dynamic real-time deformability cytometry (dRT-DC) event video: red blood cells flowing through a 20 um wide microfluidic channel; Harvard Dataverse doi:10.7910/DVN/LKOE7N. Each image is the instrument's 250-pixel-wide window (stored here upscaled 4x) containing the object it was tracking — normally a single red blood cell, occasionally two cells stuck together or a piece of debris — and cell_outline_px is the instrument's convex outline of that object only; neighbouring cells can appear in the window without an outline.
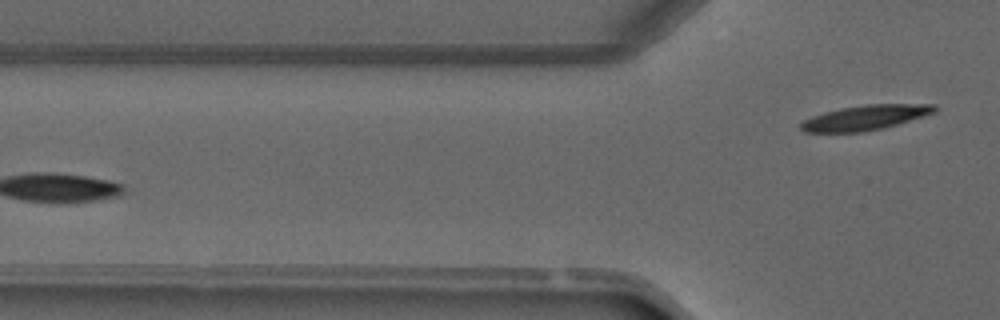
{"species": "common noctule bat (a hibernating species)", "species_latin": "Nyctalus noctula", "temperature_condition": "warm", "stored_images_in_passage": 4, "camera_frame_rate_fps": 3000, "um_per_image_px": 0.085, "animal": {"sex": "male", "forearm_length_mm": 52.5}, "frame": {"image": 1, "passage_image": 4, "time_ms": 3.667, "image_size_px": [1000, 320], "cell_outline_px": [[940, 108], [936, 112], [924, 116], [896, 124], [880, 128], [860, 132], [804, 132], [800, 128], [800, 124], [804, 120], [812, 116], [824, 112], [840, 108], [868, 104], [936, 104]], "centroid_in_image_um": [73.57, 9.98], "position_along_channel_um": 52.2, "area_um2": 19.31}}